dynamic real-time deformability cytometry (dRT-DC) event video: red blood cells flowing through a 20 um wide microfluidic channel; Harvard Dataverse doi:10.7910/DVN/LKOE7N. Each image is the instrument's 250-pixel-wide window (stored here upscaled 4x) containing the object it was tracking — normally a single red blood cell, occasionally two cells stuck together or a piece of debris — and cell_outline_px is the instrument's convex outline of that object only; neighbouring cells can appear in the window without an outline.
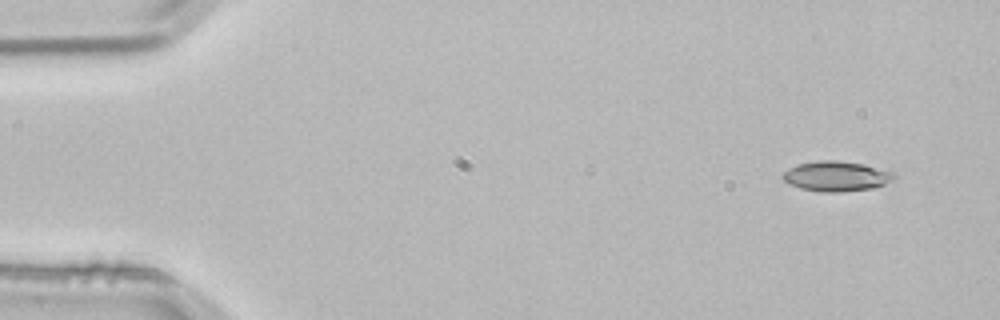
{"species": "common noctule bat (a hibernating species)", "species_latin": "Nyctalus noctula", "temperature_condition": "room temperature", "stored_images_in_passage": 3, "camera_frame_rate_fps": 3000, "um_per_image_px": 0.085, "animal": {"sex": "male", "body_mass_g": 21.5, "forearm_length_mm": 52.0}, "frame": {"image": 1, "passage_image": 1, "time_ms": 0.0, "image_size_px": [1000, 320], "cell_outline_px": [[892, 180], [876, 188], [840, 192], [820, 192], [800, 188], [788, 184], [780, 176], [788, 168], [796, 164], [820, 160], [836, 160], [864, 164], [892, 172]], "centroid_in_image_um": [71.02, 14.98], "position_along_channel_um": 14.0, "area_um2": 19.54}}
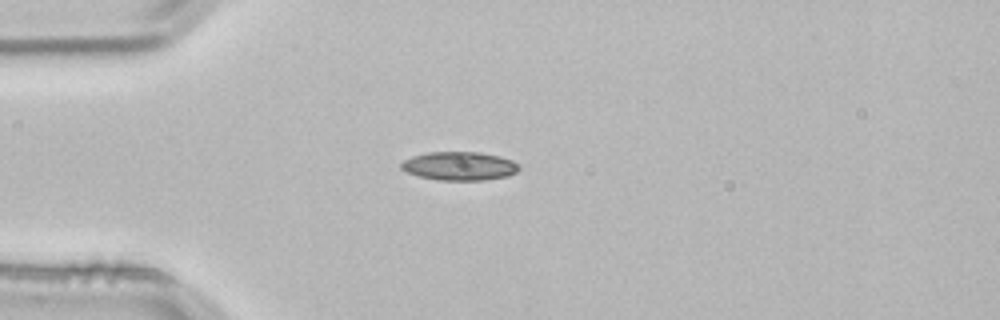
{"frame": {"image": 2, "passage_image": 3, "time_ms": 0.667, "image_size_px": [1000, 320], "cell_outline_px": [[520, 168], [516, 172], [508, 176], [484, 180], [440, 180], [420, 176], [408, 172], [400, 168], [400, 164], [404, 160], [412, 156], [428, 152], [480, 152], [500, 156], [512, 160]], "centroid_in_image_um": [39.05, 14.1], "position_along_channel_um": 45.9, "area_um2": 19.54}}